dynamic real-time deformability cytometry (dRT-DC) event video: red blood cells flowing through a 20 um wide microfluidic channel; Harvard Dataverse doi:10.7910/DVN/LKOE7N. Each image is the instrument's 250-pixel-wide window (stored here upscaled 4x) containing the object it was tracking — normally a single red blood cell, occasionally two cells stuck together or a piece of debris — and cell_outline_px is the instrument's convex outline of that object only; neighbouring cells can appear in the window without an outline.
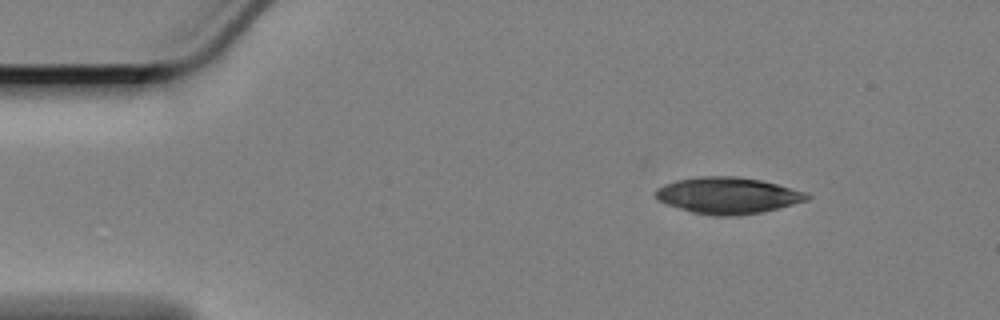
{"species": "Egyptian fruit bat (a non-hibernating species)", "species_latin": "Rousettus aegyptiacus", "temperature_condition": "cold", "stored_images_in_passage": 52, "camera_frame_rate_fps": 3000, "um_per_image_px": 0.085, "animal": {"sex": "female"}, "frame": {"image": 1, "passage_image": 1, "time_ms": 0.0, "image_size_px": [1000, 320], "cell_outline_px": [[812, 196], [808, 200], [760, 212], [728, 216], [716, 216], [692, 212], [668, 204], [660, 200], [656, 196], [656, 188], [664, 184], [676, 180], [696, 176], [736, 176], [760, 180], [808, 192]], "centroid_in_image_um": [61.87, 16.6], "position_along_channel_um": 23.1, "area_um2": 31.85}}